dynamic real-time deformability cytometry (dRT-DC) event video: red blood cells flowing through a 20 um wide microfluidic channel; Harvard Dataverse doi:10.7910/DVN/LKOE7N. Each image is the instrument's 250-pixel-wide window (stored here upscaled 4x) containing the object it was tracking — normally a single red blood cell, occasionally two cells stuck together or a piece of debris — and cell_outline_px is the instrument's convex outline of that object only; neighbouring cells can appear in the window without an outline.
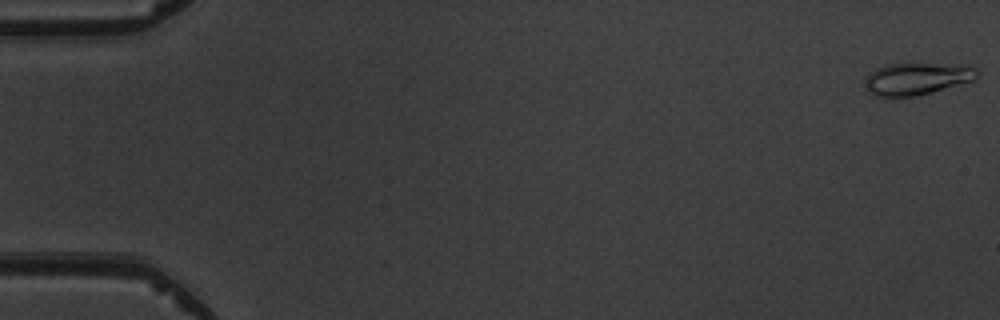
{"species": "common noctule bat (a hibernating species)", "species_latin": "Nyctalus noctula", "temperature_condition": "warm", "stored_images_in_passage": 7, "camera_frame_rate_fps": 3000, "um_per_image_px": 0.085, "animal": {"sex": "male", "body_mass_g": 19.5, "forearm_length_mm": 54.6}, "frame": {"image": 1, "passage_image": 1, "time_ms": 0.0, "image_size_px": [1000, 320], "cell_outline_px": [[980, 76], [976, 80], [932, 92], [916, 96], [876, 96], [868, 92], [864, 80], [864, 76], [868, 72], [876, 68], [888, 64], [960, 64], [976, 68], [980, 72]], "centroid_in_image_um": [77.96, 6.68], "position_along_channel_um": 7.0, "area_um2": 21.27}}
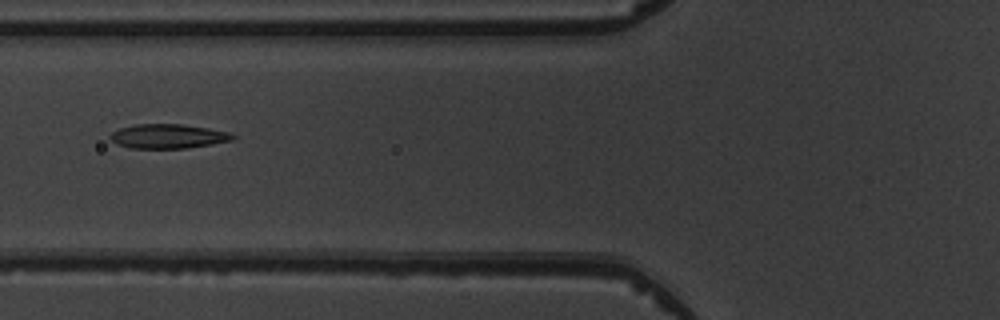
{"frame": {"image": 2, "passage_image": 6, "time_ms": 6.667, "image_size_px": [1000, 320], "cell_outline_px": [[236, 136], [232, 140], [212, 144], [188, 148], [128, 148], [116, 144], [108, 136], [112, 132], [120, 128], [136, 124], [184, 124], [208, 128], [228, 132]], "centroid_in_image_um": [14.26, 11.58], "position_along_channel_um": 111.5, "area_um2": 17.4}}
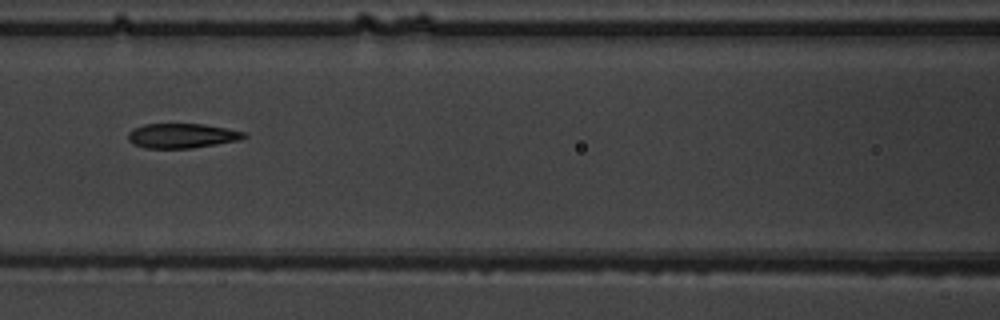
{"frame": {"image": 3, "passage_image": 7, "time_ms": 7.667, "image_size_px": [1000, 320], "cell_outline_px": [[248, 136], [240, 140], [192, 148], [144, 148], [132, 144], [128, 140], [128, 132], [132, 128], [144, 124], [204, 124], [244, 132]], "centroid_in_image_um": [15.42, 11.54], "position_along_channel_um": 151.2, "area_um2": 16.7}}